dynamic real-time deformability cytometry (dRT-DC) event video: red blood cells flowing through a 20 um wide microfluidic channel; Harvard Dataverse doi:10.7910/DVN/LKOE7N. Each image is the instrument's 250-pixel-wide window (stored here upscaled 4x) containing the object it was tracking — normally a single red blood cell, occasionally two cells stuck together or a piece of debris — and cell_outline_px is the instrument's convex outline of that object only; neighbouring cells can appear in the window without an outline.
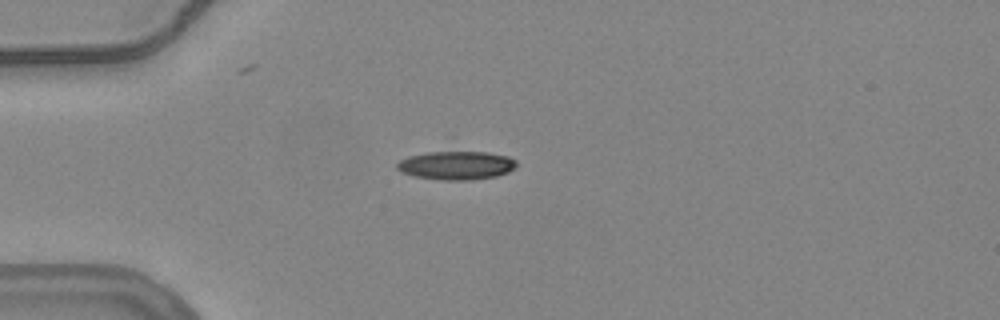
{"species": "common noctule bat (a hibernating species)", "species_latin": "Nyctalus noctula", "temperature_condition": "warm", "stored_images_in_passage": 33, "camera_frame_rate_fps": 3000, "um_per_image_px": 0.085, "animal": {"sex": "female", "body_mass_g": 24.6, "forearm_length_mm": 56.2}, "frame": {"image": 1, "passage_image": 1, "time_ms": 0.0, "image_size_px": [1000, 320], "cell_outline_px": [[516, 168], [508, 172], [496, 176], [472, 180], [440, 180], [416, 176], [404, 172], [396, 168], [396, 164], [400, 160], [408, 156], [428, 152], [488, 152], [508, 156], [516, 160]], "centroid_in_image_um": [38.82, 14.05], "position_along_channel_um": 46.2, "area_um2": 19.83}}
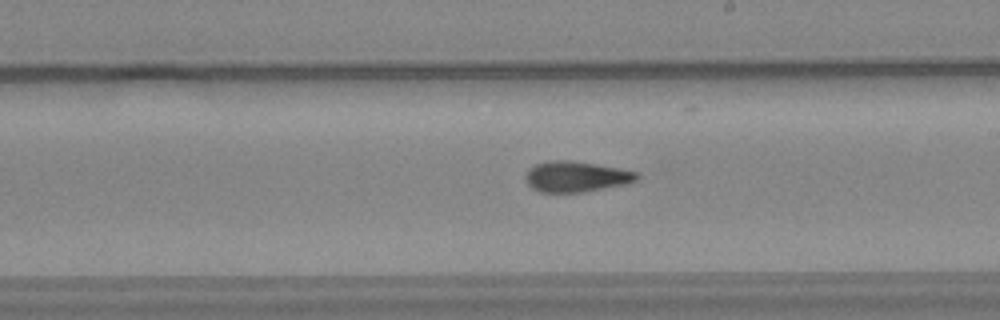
{"frame": {"image": 2, "passage_image": 18, "time_ms": 5.667, "image_size_px": [1000, 320], "cell_outline_px": [[640, 180], [632, 184], [584, 192], [540, 192], [532, 188], [524, 180], [524, 176], [528, 168], [536, 164], [552, 160], [568, 160], [596, 164], [620, 168], [636, 172], [640, 176]], "centroid_in_image_um": [49.02, 15.02], "position_along_channel_um": 240.0, "area_um2": 20.35}}
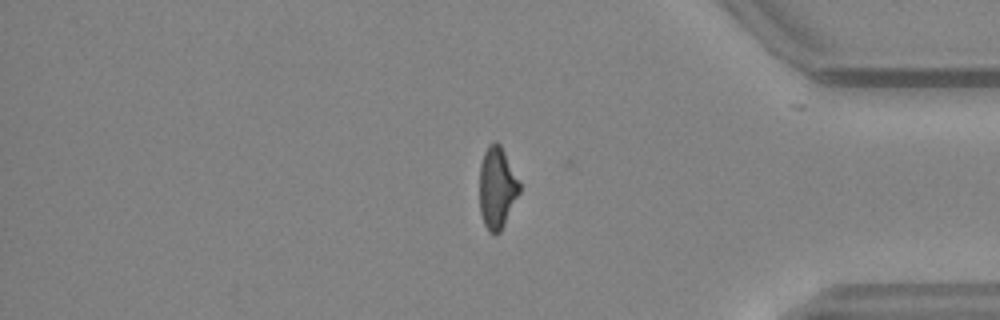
{"frame": {"image": 3, "passage_image": 32, "time_ms": 10.333, "image_size_px": [1000, 320], "cell_outline_px": [[520, 192], [500, 232], [496, 236], [488, 232], [484, 224], [480, 212], [480, 164], [484, 152], [488, 144], [492, 140], [496, 140], [500, 144], [520, 180]], "centroid_in_image_um": [42.25, 15.94], "position_along_channel_um": 393.0, "area_um2": 19.31}, "authors_computed_cell_mechanics": {"area_um2": 20.1144, "velocity_mm_per_s": 3.7858, "shape_relaxation_time_tau1_ms": null, "shape_relaxation_time_tau2_ms": 3.4963, "deformation_change_tau1": null, "deformation_change_tau2": 0.1192}}